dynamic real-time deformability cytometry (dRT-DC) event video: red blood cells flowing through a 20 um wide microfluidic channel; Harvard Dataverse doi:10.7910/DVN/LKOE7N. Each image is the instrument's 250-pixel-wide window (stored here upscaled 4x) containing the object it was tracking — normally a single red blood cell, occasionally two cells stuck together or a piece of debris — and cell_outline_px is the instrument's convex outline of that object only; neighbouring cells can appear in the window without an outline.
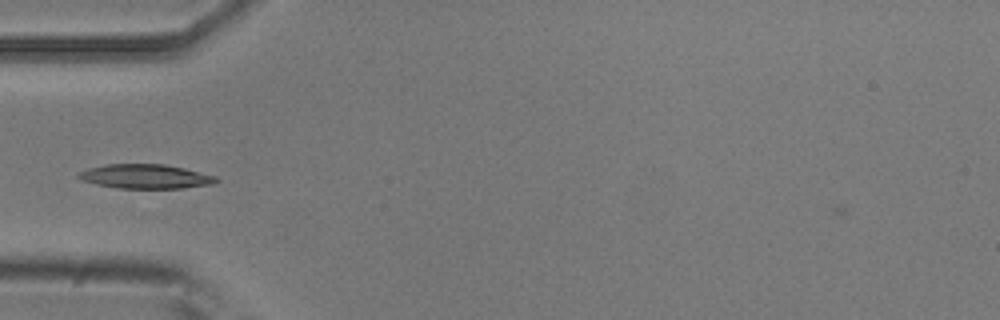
{"species": "common noctule bat (a hibernating species)", "species_latin": "Nyctalus noctula", "temperature_condition": "room temperature", "stored_images_in_passage": 37, "camera_frame_rate_fps": 3000, "um_per_image_px": 0.085, "animal": {"sex": "male", "body_mass_g": 20.5, "forearm_length_mm": 52.5}, "frame": {"image": 1, "passage_image": 2, "time_ms": 0.333, "image_size_px": [1000, 320], "cell_outline_px": [[220, 180], [216, 184], [180, 188], [120, 188], [96, 184], [80, 180], [76, 176], [80, 172], [88, 168], [108, 164], [164, 164], [184, 168], [216, 176]], "centroid_in_image_um": [12.39, 15.0], "position_along_channel_um": 72.6, "area_um2": 19.48}}
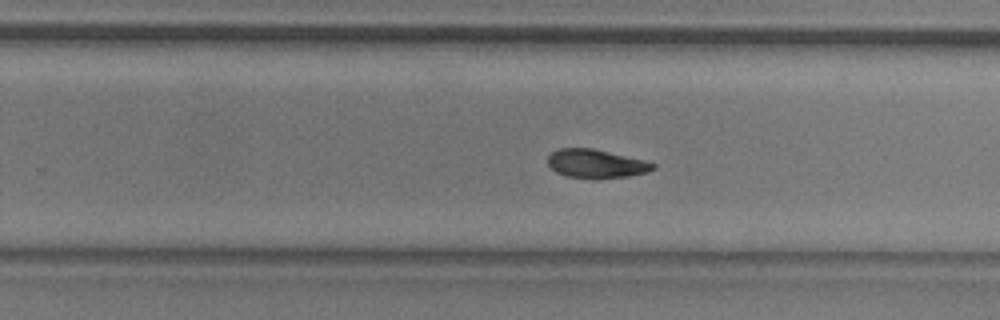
{"frame": {"image": 2, "passage_image": 18, "time_ms": 5.667, "image_size_px": [1000, 320], "cell_outline_px": [[656, 168], [648, 172], [628, 176], [596, 180], [564, 176], [556, 172], [548, 164], [548, 156], [556, 148], [592, 148], [644, 160], [656, 164]], "centroid_in_image_um": [50.65, 13.93], "position_along_channel_um": 279.1, "area_um2": 17.86}}
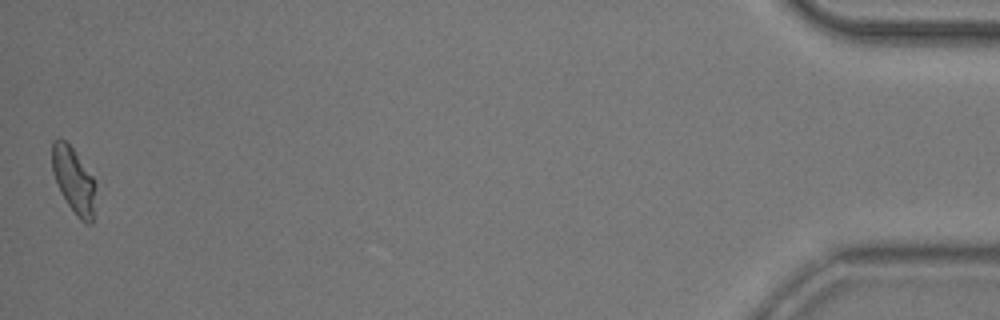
{"frame": {"image": 3, "passage_image": 37, "time_ms": 12.0, "image_size_px": [1000, 320], "cell_outline_px": [[96, 188], [92, 224], [84, 224], [76, 216], [60, 192], [52, 172], [52, 140], [60, 136], [72, 148], [92, 176], [96, 184]], "centroid_in_image_um": [6.26, 15.34], "position_along_channel_um": 428.9, "area_um2": 16.82}, "authors_computed_cell_mechanics": {"area_um2": 17.8602, "velocity_mm_per_s": 3.8626, "shape_relaxation_time_tau1_ms": 4.6972, "shape_relaxation_time_tau2_ms": 3.5996, "deformation_change_tau1": 0.1663, "deformation_change_tau2": 0.0783}}